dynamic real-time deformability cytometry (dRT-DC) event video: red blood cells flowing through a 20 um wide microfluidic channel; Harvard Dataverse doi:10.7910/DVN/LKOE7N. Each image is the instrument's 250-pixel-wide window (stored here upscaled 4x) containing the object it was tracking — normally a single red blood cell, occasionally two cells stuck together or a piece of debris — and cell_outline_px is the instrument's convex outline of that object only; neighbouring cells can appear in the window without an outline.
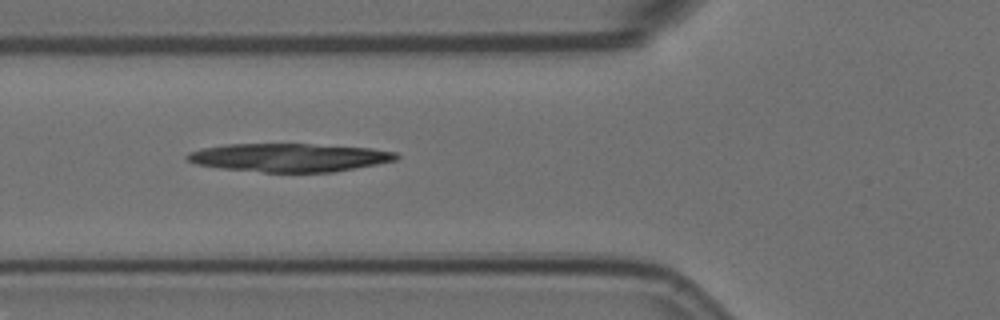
{"species": "Egyptian fruit bat (a non-hibernating species)", "species_latin": "Rousettus aegyptiacus", "temperature_condition": "room temperature", "stored_images_in_passage": 8, "camera_frame_rate_fps": 3000, "um_per_image_px": 0.085, "animal": {"sex": "female"}, "frame": {"image": 1, "passage_image": 5, "time_ms": 1.333, "image_size_px": [1000, 320], "cell_outline_px": [[400, 156], [396, 160], [376, 164], [332, 172], [264, 172], [220, 168], [196, 164], [188, 160], [184, 156], [188, 152], [204, 148], [224, 144], [312, 144], [372, 148], [396, 152]], "centroid_in_image_um": [24.57, 13.38], "position_along_channel_um": 101.2, "area_um2": 34.45}}
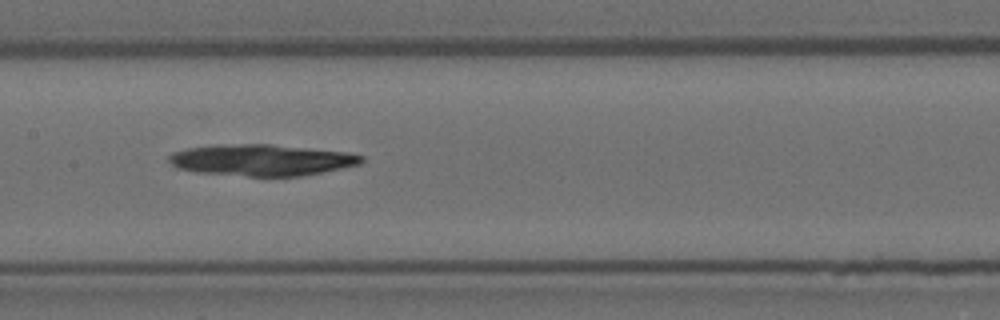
{"frame": {"image": 2, "passage_image": 7, "time_ms": 2.0, "image_size_px": [1000, 320], "cell_outline_px": [[364, 160], [360, 164], [304, 176], [248, 176], [196, 172], [180, 168], [172, 164], [172, 156], [176, 152], [188, 148], [216, 144], [272, 144], [344, 152], [364, 156]], "centroid_in_image_um": [22.3, 13.6], "position_along_channel_um": 185.1, "area_um2": 34.8}}
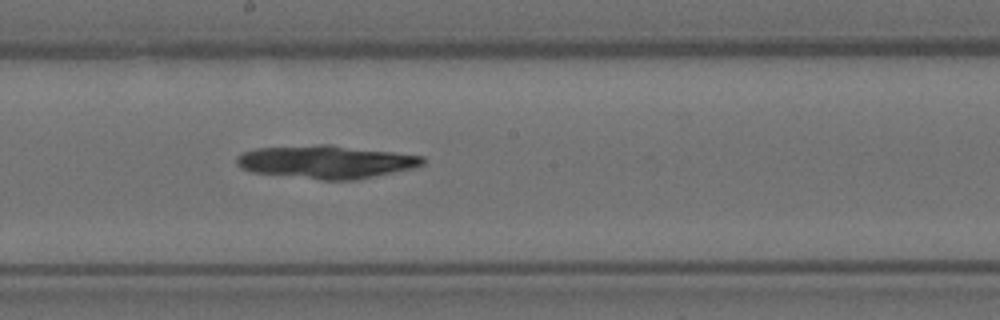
{"frame": {"image": 3, "passage_image": 8, "time_ms": 2.333, "image_size_px": [1000, 320], "cell_outline_px": [[424, 164], [412, 168], [376, 176], [356, 180], [320, 180], [252, 172], [240, 168], [236, 164], [236, 156], [244, 152], [256, 148], [320, 144], [328, 144], [424, 156]], "centroid_in_image_um": [27.69, 13.76], "position_along_channel_um": 220.5, "area_um2": 35.89}}